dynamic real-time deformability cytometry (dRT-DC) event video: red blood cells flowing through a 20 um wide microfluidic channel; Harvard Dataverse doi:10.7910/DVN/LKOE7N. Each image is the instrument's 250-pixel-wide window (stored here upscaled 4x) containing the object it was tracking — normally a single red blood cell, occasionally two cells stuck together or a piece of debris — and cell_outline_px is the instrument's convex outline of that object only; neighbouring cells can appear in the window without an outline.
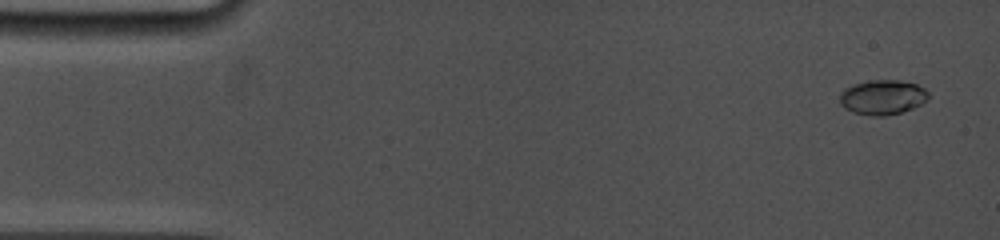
{"species": "common noctule bat (a hibernating species)", "species_latin": "Nyctalus noctula", "temperature_condition": "cold", "stored_images_in_passage": 56, "camera_frame_rate_fps": 5000, "um_per_image_px": 0.085, "animal": {"sex": "female", "body_mass_g": 19.0, "forearm_length_mm": 53.3}, "frame": {"image": 1, "passage_image": 2, "time_ms": 0.4, "image_size_px": [1000, 240], "cell_outline_px": [[928, 100], [912, 108], [900, 112], [884, 116], [872, 116], [852, 112], [844, 108], [840, 104], [840, 92], [844, 88], [852, 84], [868, 80], [900, 80], [916, 84], [924, 88], [928, 92]], "centroid_in_image_um": [74.98, 8.25], "position_along_channel_um": 10.0, "area_um2": 18.09}}
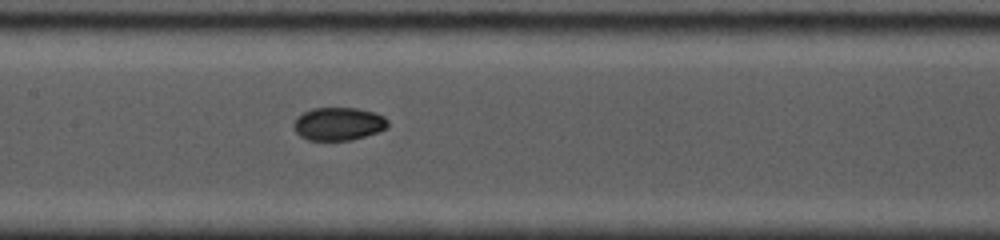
{"frame": {"image": 2, "passage_image": 26, "time_ms": 7.8, "image_size_px": [1000, 240], "cell_outline_px": [[388, 128], [352, 140], [308, 140], [300, 136], [292, 128], [292, 124], [296, 116], [312, 108], [356, 108], [372, 112], [384, 116], [388, 120]], "centroid_in_image_um": [28.73, 10.53], "position_along_channel_um": 178.7, "area_um2": 18.21}}
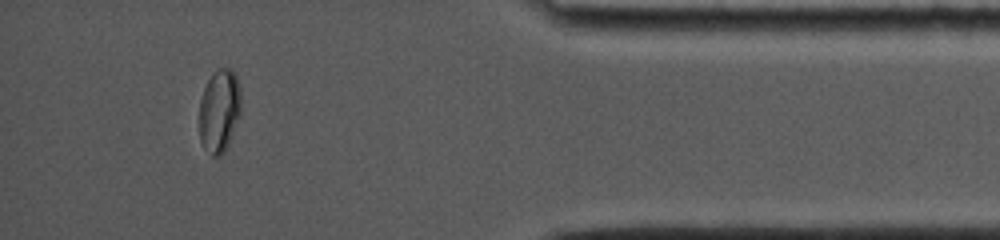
{"frame": {"image": 3, "passage_image": 47, "time_ms": 14.6, "image_size_px": [1000, 240], "cell_outline_px": [[240, 112], [232, 136], [224, 152], [220, 156], [212, 156], [200, 144], [200, 100], [204, 88], [212, 72], [220, 68], [232, 68], [236, 76], [240, 88]], "centroid_in_image_um": [18.64, 9.41], "position_along_channel_um": 416.6, "area_um2": 20.23}, "authors_computed_cell_mechanics": {"area_um2": 18.4093, "velocity_mm_per_s": 3.8818, "shape_relaxation_time_tau1_ms": 6.6467, "shape_relaxation_time_tau2_ms": 1.224, "deformation_change_tau1": 0.1777, "deformation_change_tau2": 0.028}}